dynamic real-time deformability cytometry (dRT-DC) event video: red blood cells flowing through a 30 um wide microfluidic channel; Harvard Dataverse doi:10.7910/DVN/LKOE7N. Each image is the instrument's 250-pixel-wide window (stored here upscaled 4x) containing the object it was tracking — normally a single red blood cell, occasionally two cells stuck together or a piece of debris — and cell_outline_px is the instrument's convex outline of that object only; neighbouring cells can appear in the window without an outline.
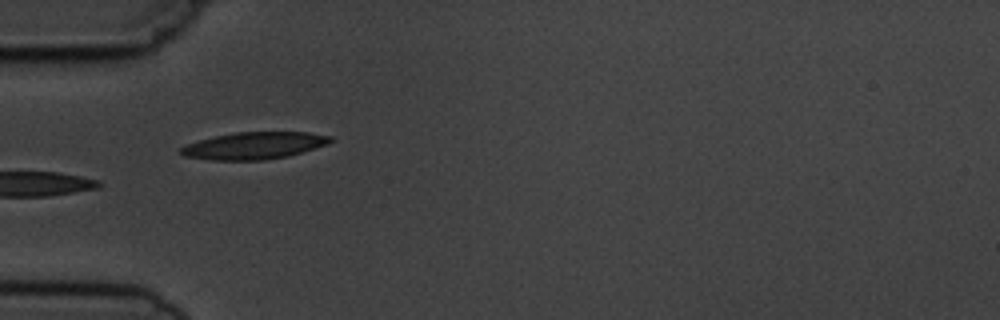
{"species": "common noctule bat (a hibernating species)", "species_latin": "Nyctalus noctula", "temperature_condition": "cold", "stored_images_in_passage": 7, "camera_frame_rate_fps": 3000, "um_per_image_px": 0.085, "animal": {"sex": "male", "body_mass_g": 19.5, "forearm_length_mm": 54.6}, "frame": {"image": 1, "passage_image": 5, "time_ms": 4.667, "image_size_px": [1000, 320], "cell_outline_px": [[336, 140], [328, 144], [288, 156], [260, 160], [212, 160], [184, 156], [180, 152], [180, 148], [184, 144], [216, 136], [236, 132], [308, 132], [332, 136]], "centroid_in_image_um": [21.62, 12.37], "position_along_channel_um": 63.4, "area_um2": 23.58}}
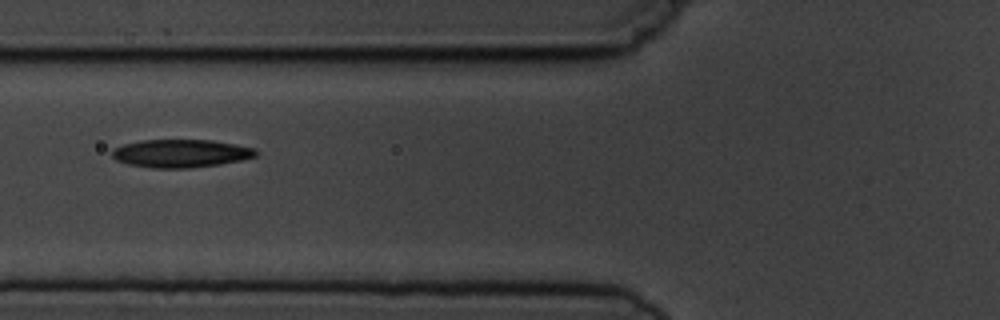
{"frame": {"image": 2, "passage_image": 6, "time_ms": 6.0, "image_size_px": [1000, 320], "cell_outline_px": [[256, 156], [240, 160], [220, 164], [188, 168], [152, 168], [128, 164], [116, 160], [112, 156], [112, 148], [124, 144], [144, 140], [212, 140], [236, 144], [256, 148]], "centroid_in_image_um": [15.36, 13.04], "position_along_channel_um": 110.4, "area_um2": 23.47}}
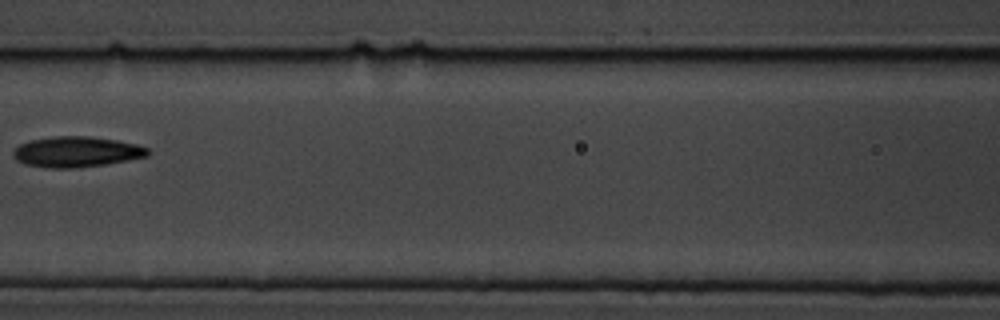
{"frame": {"image": 3, "passage_image": 7, "time_ms": 7.333, "image_size_px": [1000, 320], "cell_outline_px": [[148, 156], [128, 160], [104, 164], [72, 168], [48, 168], [24, 164], [16, 160], [12, 156], [12, 152], [20, 144], [28, 140], [56, 136], [88, 136], [116, 140], [136, 144], [148, 148]], "centroid_in_image_um": [6.45, 12.9], "position_along_channel_um": 160.1, "area_um2": 23.93}}